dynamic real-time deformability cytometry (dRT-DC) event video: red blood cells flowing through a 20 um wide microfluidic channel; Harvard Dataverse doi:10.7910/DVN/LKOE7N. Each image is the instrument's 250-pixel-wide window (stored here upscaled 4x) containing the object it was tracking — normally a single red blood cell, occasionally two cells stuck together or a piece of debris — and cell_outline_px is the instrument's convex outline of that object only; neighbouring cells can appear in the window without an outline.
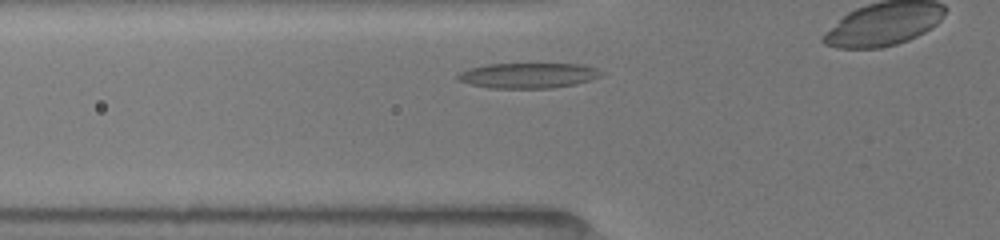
{"species": "common noctule bat (a hibernating species)", "species_latin": "Nyctalus noctula", "temperature_condition": "room temperature", "stored_images_in_passage": 35, "camera_frame_rate_fps": 3000, "um_per_image_px": 0.085, "animal": {"sex": "female", "body_mass_g": 19.5, "forearm_length_mm": 54.1}, "frame": {"image": 1, "passage_image": 4, "time_ms": 1.333, "image_size_px": [1000, 240], "cell_outline_px": [[604, 72], [600, 76], [576, 84], [552, 88], [492, 88], [472, 84], [456, 80], [456, 76], [460, 72], [468, 68], [488, 64], [580, 64], [596, 68]], "centroid_in_image_um": [44.88, 6.41], "position_along_channel_um": 80.9, "area_um2": 21.04}}
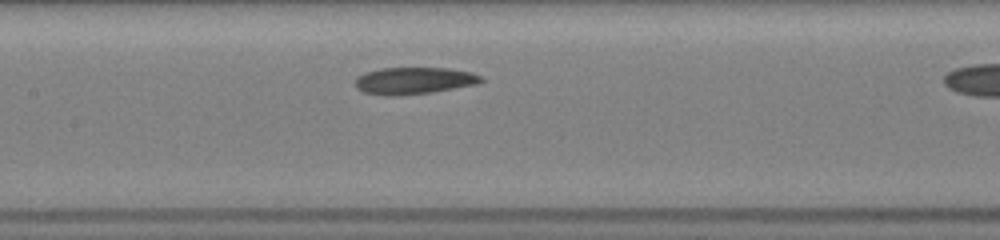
{"frame": {"image": 2, "passage_image": 10, "time_ms": 3.667, "image_size_px": [1000, 240], "cell_outline_px": [[484, 80], [476, 84], [432, 92], [364, 92], [356, 84], [356, 76], [380, 68], [448, 68], [472, 72], [480, 76]], "centroid_in_image_um": [35.3, 6.79], "position_along_channel_um": 172.1, "area_um2": 18.44}}
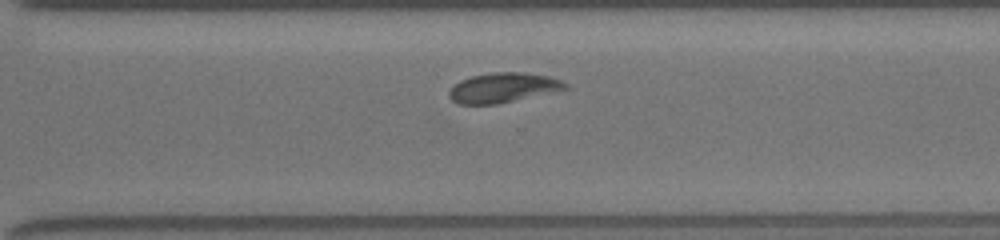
{"frame": {"image": 3, "passage_image": 30, "time_ms": 7.667, "image_size_px": [1000, 240], "cell_outline_px": [[568, 88], [496, 104], [456, 104], [448, 96], [448, 92], [460, 80], [472, 76], [492, 72], [524, 72], [548, 76], [564, 80], [568, 84]], "centroid_in_image_um": [42.75, 7.44], "position_along_channel_um": 327.8, "area_um2": 20.0}}